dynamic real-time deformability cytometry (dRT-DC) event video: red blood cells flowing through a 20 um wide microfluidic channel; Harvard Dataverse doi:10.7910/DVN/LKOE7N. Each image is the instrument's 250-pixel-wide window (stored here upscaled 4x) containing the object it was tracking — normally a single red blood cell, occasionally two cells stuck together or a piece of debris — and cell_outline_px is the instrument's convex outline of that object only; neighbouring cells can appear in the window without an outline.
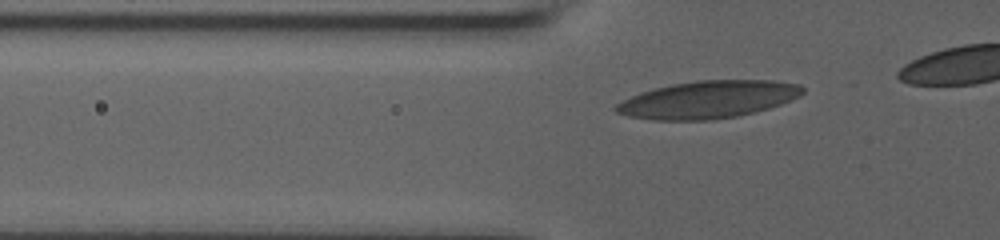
{"species": "human", "species_latin": "Homo sapiens", "temperature_condition": "room temperature", "stored_images_in_passage": 36, "camera_frame_rate_fps": 3000, "um_per_image_px": 0.085, "donor": {"sex": "male"}, "frame": {"image": 1, "passage_image": 6, "time_ms": 1.667, "image_size_px": [1000, 240], "cell_outline_px": [[804, 92], [800, 96], [780, 104], [756, 112], [736, 116], [708, 120], [652, 120], [628, 116], [616, 112], [612, 108], [616, 104], [640, 92], [672, 84], [696, 80], [772, 80], [800, 84], [804, 88]], "centroid_in_image_um": [60.19, 8.46], "position_along_channel_um": 65.6, "area_um2": 40.69}}
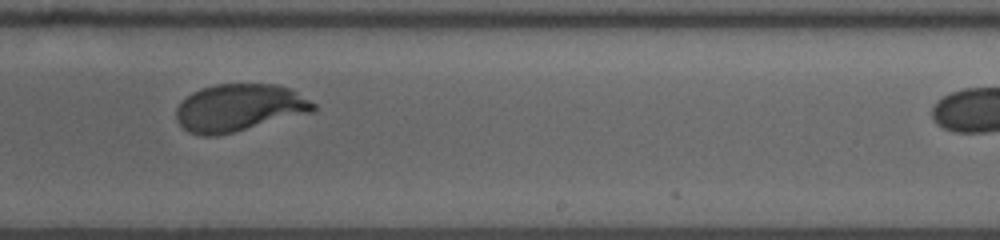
{"frame": {"image": 2, "passage_image": 23, "time_ms": 7.333, "image_size_px": [1000, 240], "cell_outline_px": [[316, 108], [312, 112], [216, 136], [200, 136], [188, 132], [176, 120], [176, 108], [192, 92], [200, 88], [216, 84], [276, 84], [292, 88], [316, 104]], "centroid_in_image_um": [20.32, 9.15], "position_along_channel_um": 268.7, "area_um2": 37.74}}
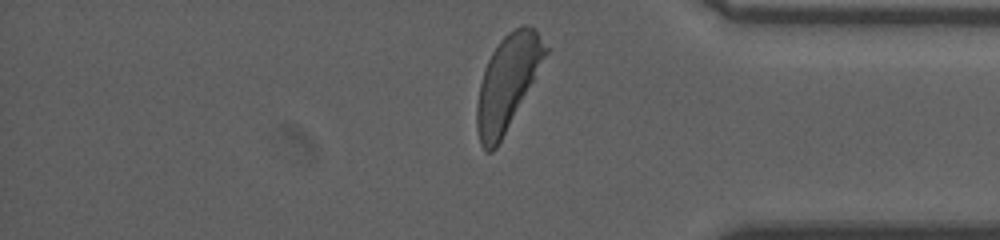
{"frame": {"image": 3, "passage_image": 34, "time_ms": 11.0, "image_size_px": [1000, 240], "cell_outline_px": [[552, 48], [496, 148], [492, 152], [488, 152], [480, 144], [476, 128], [476, 104], [480, 84], [484, 68], [492, 52], [500, 40], [508, 32], [524, 24], [528, 24], [536, 28]], "centroid_in_image_um": [43.18, 6.94], "position_along_channel_um": 392.0, "area_um2": 37.92}}